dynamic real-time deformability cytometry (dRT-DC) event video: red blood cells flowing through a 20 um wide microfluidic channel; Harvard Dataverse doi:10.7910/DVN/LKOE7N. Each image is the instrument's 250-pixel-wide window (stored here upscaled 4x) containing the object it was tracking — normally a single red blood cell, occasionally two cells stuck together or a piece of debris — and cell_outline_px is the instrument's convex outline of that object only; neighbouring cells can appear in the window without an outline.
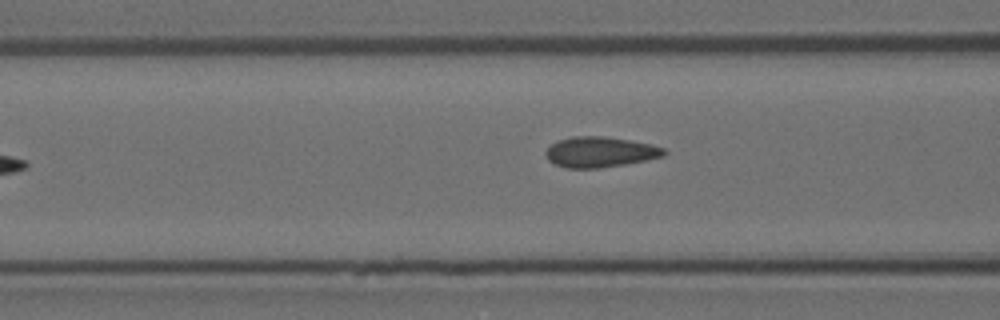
{"species": "Egyptian fruit bat (a non-hibernating species)", "species_latin": "Rousettus aegyptiacus", "temperature_condition": "room temperature", "stored_images_in_passage": 7, "camera_frame_rate_fps": 3000, "um_per_image_px": 0.085, "animal": {"sex": "female"}, "frame": {"image": 1, "passage_image": 7, "time_ms": 2.0, "image_size_px": [1000, 320], "cell_outline_px": [[668, 152], [664, 156], [648, 160], [600, 168], [568, 168], [556, 164], [548, 160], [544, 152], [552, 144], [560, 140], [572, 136], [604, 136], [652, 144], [664, 148]], "centroid_in_image_um": [51.04, 12.92], "position_along_channel_um": 115.6, "area_um2": 20.98}}